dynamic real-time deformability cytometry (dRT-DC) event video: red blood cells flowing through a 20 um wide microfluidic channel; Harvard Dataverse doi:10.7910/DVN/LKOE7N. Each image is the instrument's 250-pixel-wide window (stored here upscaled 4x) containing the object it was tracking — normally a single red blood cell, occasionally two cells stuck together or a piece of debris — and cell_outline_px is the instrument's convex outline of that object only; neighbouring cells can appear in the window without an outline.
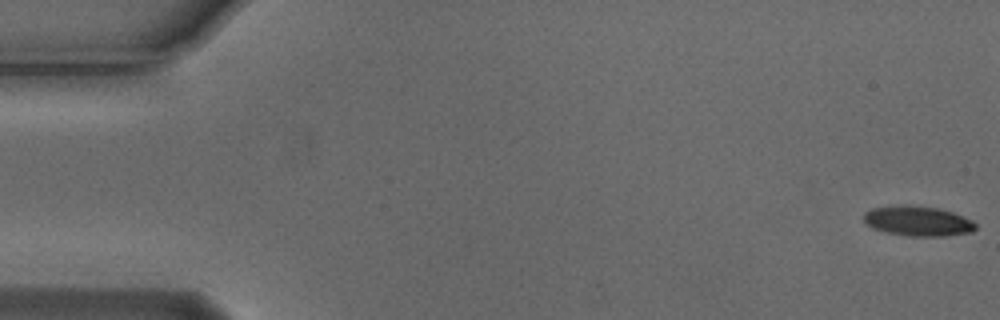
{"species": "Egyptian fruit bat (a non-hibernating species)", "species_latin": "Rousettus aegyptiacus", "temperature_condition": "cold", "stored_images_in_passage": 6, "camera_frame_rate_fps": 3000, "um_per_image_px": 0.085, "animal": {"sex": "male"}, "frame": {"image": 1, "passage_image": 1, "time_ms": 0.0, "image_size_px": [1000, 320], "cell_outline_px": [[976, 228], [972, 232], [944, 236], [908, 236], [888, 232], [872, 228], [864, 220], [864, 212], [872, 208], [908, 204], [940, 208], [952, 212], [972, 220], [976, 224]], "centroid_in_image_um": [78.03, 18.78], "position_along_channel_um": 7.0, "area_um2": 19.54}}
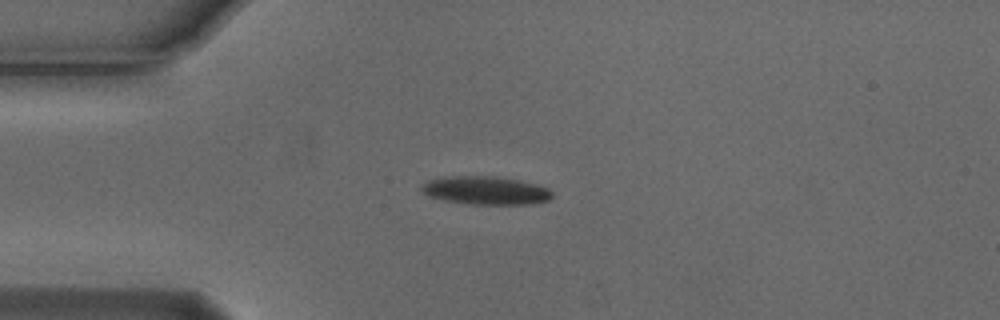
{"frame": {"image": 2, "passage_image": 4, "time_ms": 1.0, "image_size_px": [1000, 320], "cell_outline_px": [[552, 196], [548, 200], [532, 204], [468, 204], [444, 200], [428, 196], [420, 188], [428, 180], [444, 176], [496, 176], [536, 184], [548, 188], [552, 192]], "centroid_in_image_um": [41.27, 16.19], "position_along_channel_um": 43.7, "area_um2": 21.44}}
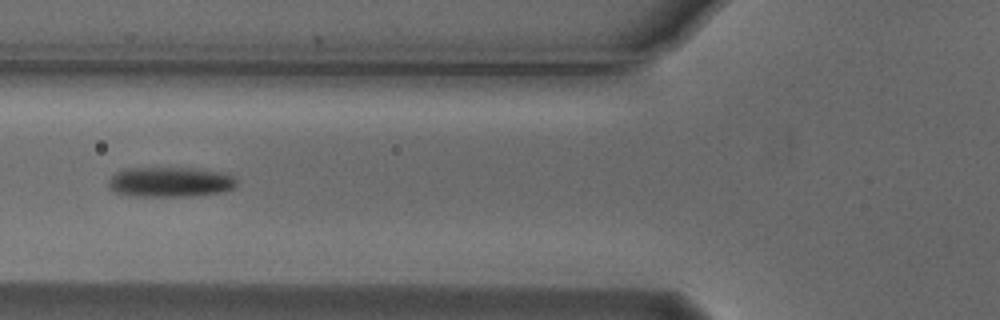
{"frame": {"image": 3, "passage_image": 6, "time_ms": 1.667, "image_size_px": [1000, 320], "cell_outline_px": [[236, 184], [232, 188], [224, 192], [188, 196], [128, 196], [116, 192], [108, 188], [108, 180], [116, 172], [128, 168], [192, 168], [228, 172], [236, 180]], "centroid_in_image_um": [14.46, 15.47], "position_along_channel_um": 111.3, "area_um2": 22.6}}